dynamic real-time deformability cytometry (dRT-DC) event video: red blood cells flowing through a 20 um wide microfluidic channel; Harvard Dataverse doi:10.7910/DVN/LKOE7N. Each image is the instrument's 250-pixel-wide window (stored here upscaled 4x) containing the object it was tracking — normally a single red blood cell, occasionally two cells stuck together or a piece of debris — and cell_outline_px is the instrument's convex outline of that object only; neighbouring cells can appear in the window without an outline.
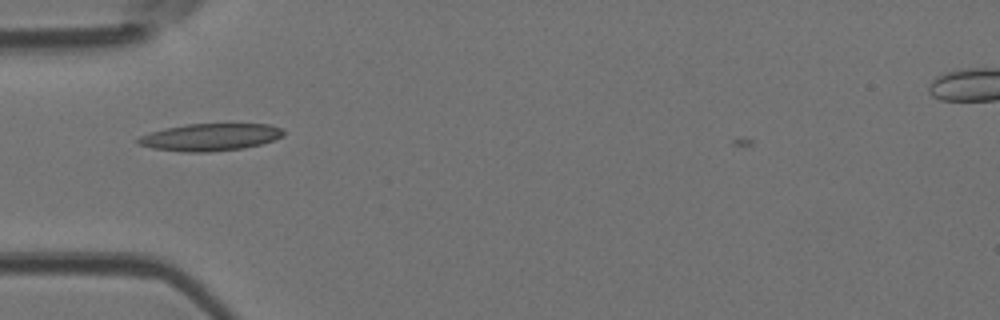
{"species": "Egyptian fruit bat (a non-hibernating species)", "species_latin": "Rousettus aegyptiacus", "temperature_condition": "room temperature", "stored_images_in_passage": 3, "camera_frame_rate_fps": 3000, "um_per_image_px": 0.085, "animal": {"sex": "female"}, "frame": {"image": 1, "passage_image": 2, "time_ms": 0.333, "image_size_px": [1000, 320], "cell_outline_px": [[284, 136], [260, 144], [244, 148], [208, 152], [184, 152], [152, 148], [140, 144], [136, 140], [140, 136], [164, 128], [188, 124], [268, 124], [280, 128], [284, 132]], "centroid_in_image_um": [17.87, 11.66], "position_along_channel_um": 67.1, "area_um2": 22.89}}
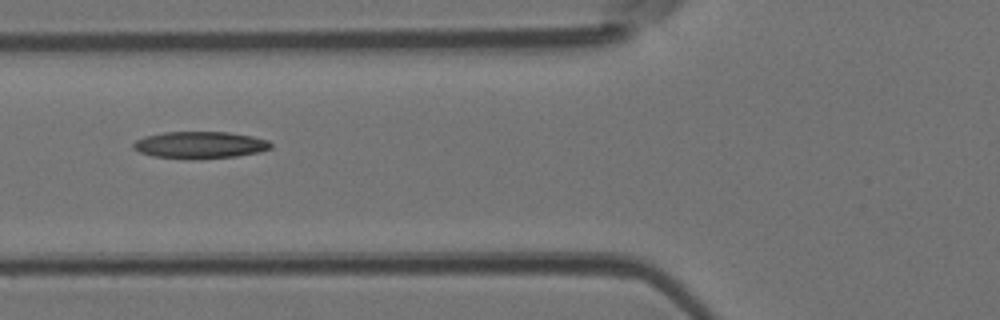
{"frame": {"image": 2, "passage_image": 3, "time_ms": 0.667, "image_size_px": [1000, 320], "cell_outline_px": [[272, 148], [260, 152], [236, 156], [152, 156], [140, 152], [132, 148], [132, 144], [136, 140], [144, 136], [164, 132], [228, 132], [252, 136], [268, 140], [272, 144]], "centroid_in_image_um": [17.02, 12.27], "position_along_channel_um": 108.8, "area_um2": 20.63}}